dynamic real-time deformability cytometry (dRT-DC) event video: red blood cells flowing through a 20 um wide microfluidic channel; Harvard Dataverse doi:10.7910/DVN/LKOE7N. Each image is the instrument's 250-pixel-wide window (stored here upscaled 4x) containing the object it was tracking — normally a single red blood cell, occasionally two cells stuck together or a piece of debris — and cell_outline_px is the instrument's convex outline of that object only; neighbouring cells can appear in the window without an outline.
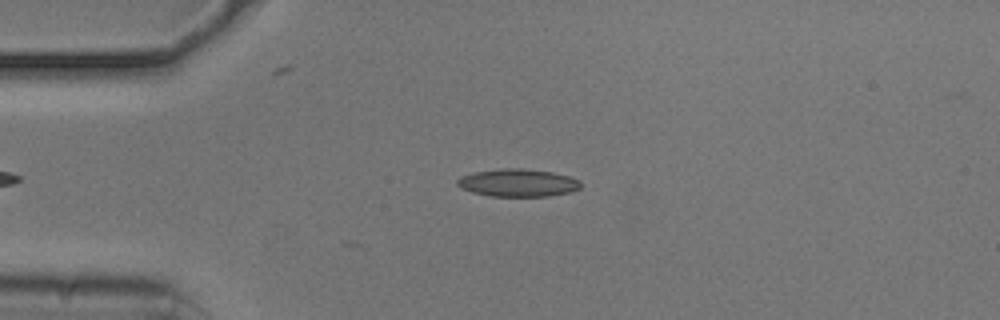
{"species": "common noctule bat (a hibernating species)", "species_latin": "Nyctalus noctula", "temperature_condition": "cold", "stored_images_in_passage": 36, "camera_frame_rate_fps": 3000, "um_per_image_px": 0.085, "animal": {"sex": "male", "body_mass_g": 20.5, "forearm_length_mm": 52.5}, "frame": {"image": 1, "passage_image": 1, "time_ms": 0.0, "image_size_px": [1000, 320], "cell_outline_px": [[580, 188], [572, 192], [548, 196], [492, 196], [472, 192], [460, 188], [456, 184], [456, 180], [460, 176], [472, 172], [504, 168], [520, 168], [552, 172], [568, 176], [580, 180]], "centroid_in_image_um": [43.99, 15.53], "position_along_channel_um": 41.0, "area_um2": 20.0}}
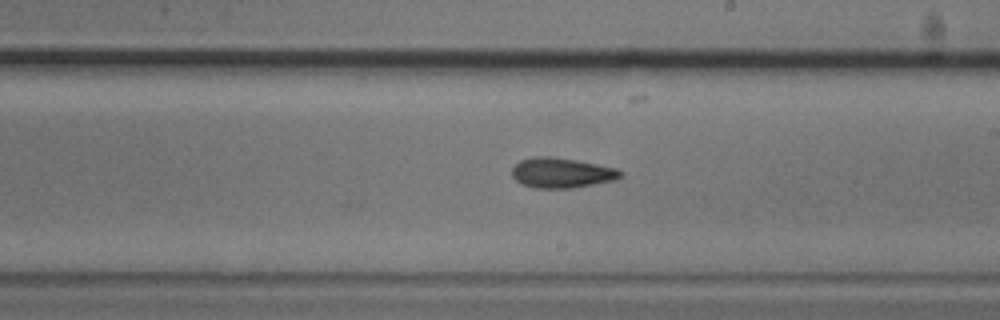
{"frame": {"image": 2, "passage_image": 19, "time_ms": 6.0, "image_size_px": [1000, 320], "cell_outline_px": [[624, 176], [616, 180], [572, 188], [532, 188], [520, 184], [512, 176], [512, 168], [520, 160], [532, 156], [552, 156], [576, 160], [616, 168], [624, 172]], "centroid_in_image_um": [47.74, 14.69], "position_along_channel_um": 241.3, "area_um2": 19.31}}
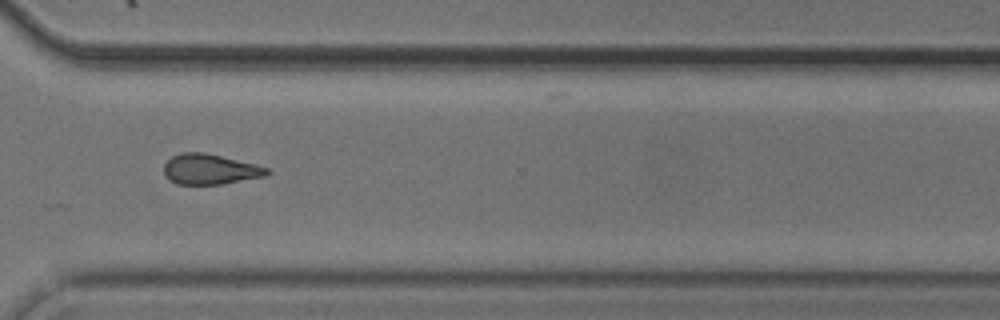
{"frame": {"image": 3, "passage_image": 28, "time_ms": 9.0, "image_size_px": [1000, 320], "cell_outline_px": [[272, 172], [264, 176], [220, 184], [176, 184], [168, 180], [164, 172], [164, 164], [172, 156], [180, 152], [204, 152], [256, 164], [268, 168]], "centroid_in_image_um": [17.83, 14.38], "position_along_channel_um": 352.8, "area_um2": 18.21}, "authors_computed_cell_mechanics": {"area_um2": 18.6694, "velocity_mm_per_s": 3.7321, "shape_relaxation_time_tau1_ms": 6.0042, "shape_relaxation_time_tau2_ms": 5.6542, "deformation_change_tau1": 0.1322, "deformation_change_tau2": 0.1567}}